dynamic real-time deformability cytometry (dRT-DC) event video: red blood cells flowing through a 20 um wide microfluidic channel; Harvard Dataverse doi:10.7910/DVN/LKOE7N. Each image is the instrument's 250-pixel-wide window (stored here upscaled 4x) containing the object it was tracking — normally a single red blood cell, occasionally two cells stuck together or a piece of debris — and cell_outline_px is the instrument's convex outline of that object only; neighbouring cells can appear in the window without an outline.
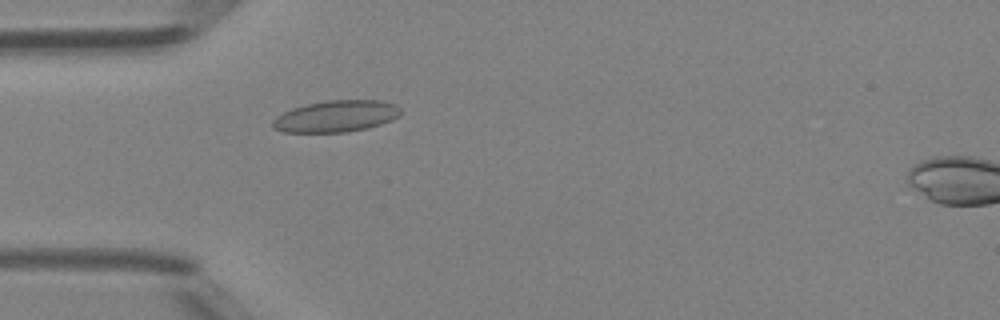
{"species": "Egyptian fruit bat (a non-hibernating species)", "species_latin": "Rousettus aegyptiacus", "temperature_condition": "room temperature", "stored_images_in_passage": 41, "camera_frame_rate_fps": 3000, "um_per_image_px": 0.085, "animal": {"sex": "female"}, "frame": {"image": 1, "passage_image": 7, "time_ms": 2.0, "image_size_px": [1000, 320], "cell_outline_px": [[400, 116], [392, 120], [368, 128], [344, 132], [284, 132], [272, 128], [272, 120], [276, 116], [292, 108], [304, 104], [324, 100], [380, 100], [396, 104], [400, 108]], "centroid_in_image_um": [28.56, 9.87], "position_along_channel_um": 56.4, "area_um2": 23.76}}
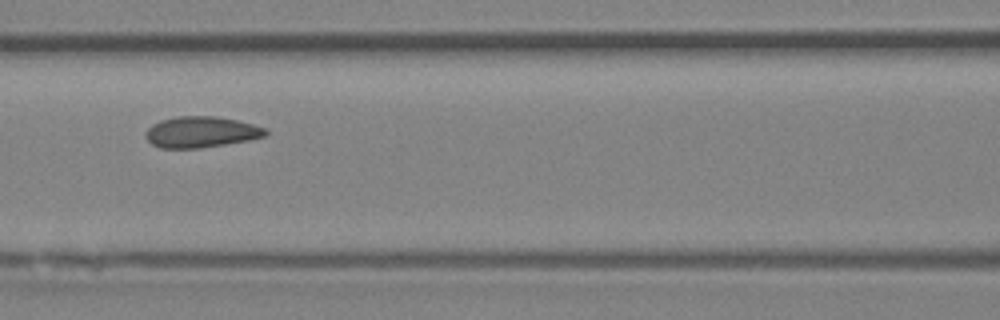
{"frame": {"image": 2, "passage_image": 14, "time_ms": 4.333, "image_size_px": [1000, 320], "cell_outline_px": [[268, 132], [264, 136], [248, 140], [200, 148], [160, 148], [152, 144], [148, 140], [144, 132], [152, 124], [160, 120], [176, 116], [216, 116], [236, 120], [268, 128]], "centroid_in_image_um": [17.07, 11.21], "position_along_channel_um": 149.5, "area_um2": 21.68}}
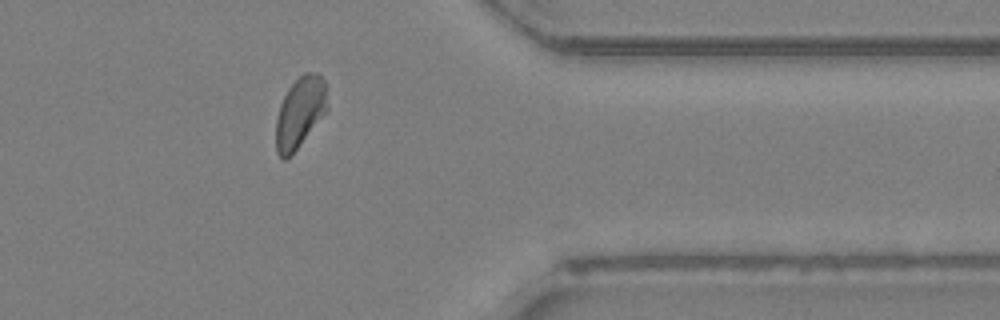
{"frame": {"image": 3, "passage_image": 32, "time_ms": 10.333, "image_size_px": [1000, 320], "cell_outline_px": [[328, 108], [296, 148], [284, 160], [276, 152], [276, 120], [280, 104], [288, 88], [304, 72], [320, 72], [324, 80]], "centroid_in_image_um": [25.49, 9.49], "position_along_channel_um": 385.9, "area_um2": 20.69}, "authors_computed_cell_mechanics": {"area_um2": 21.2704, "velocity_mm_per_s": 4.1885, "shape_relaxation_time_tau1_ms": 2.9614, "shape_relaxation_time_tau2_ms": 0.7886, "deformation_change_tau1": 0.0772, "deformation_change_tau2": 0.0537}}